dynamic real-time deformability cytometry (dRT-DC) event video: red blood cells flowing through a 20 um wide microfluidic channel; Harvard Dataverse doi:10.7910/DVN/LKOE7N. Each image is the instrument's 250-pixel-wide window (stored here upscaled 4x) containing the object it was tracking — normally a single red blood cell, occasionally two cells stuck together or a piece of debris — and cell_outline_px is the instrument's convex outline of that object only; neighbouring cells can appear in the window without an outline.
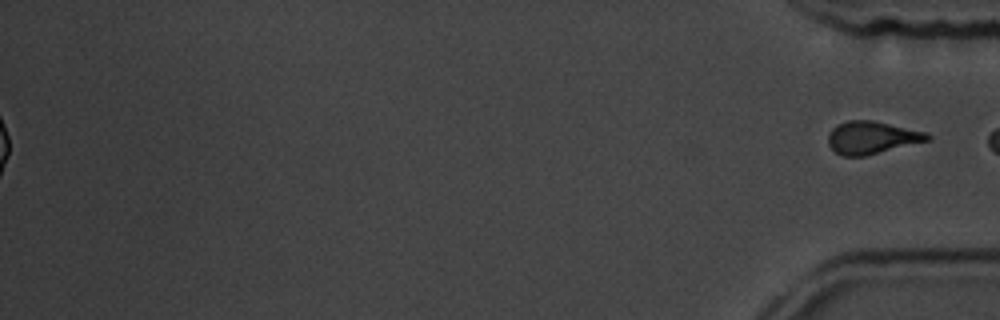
{"species": "common noctule bat (a hibernating species)", "species_latin": "Nyctalus noctula", "temperature_condition": "room temperature", "stored_images_in_passage": 47, "segment_of_instrument_passage": [2, 2], "camera_frame_rate_fps": 3000, "um_per_image_px": 0.085, "animal": {"sex": "male", "body_mass_g": 19.5, "forearm_length_mm": 54.6}, "frame": {"image": 1, "passage_image": 47, "time_ms": 15.333, "image_size_px": [1000, 320], "cell_outline_px": [[932, 136], [928, 140], [864, 156], [840, 156], [828, 144], [828, 136], [832, 128], [848, 120], [872, 120], [928, 132]], "centroid_in_image_um": [74.1, 11.69], "position_along_channel_um": 361.1, "area_um2": 18.67}}